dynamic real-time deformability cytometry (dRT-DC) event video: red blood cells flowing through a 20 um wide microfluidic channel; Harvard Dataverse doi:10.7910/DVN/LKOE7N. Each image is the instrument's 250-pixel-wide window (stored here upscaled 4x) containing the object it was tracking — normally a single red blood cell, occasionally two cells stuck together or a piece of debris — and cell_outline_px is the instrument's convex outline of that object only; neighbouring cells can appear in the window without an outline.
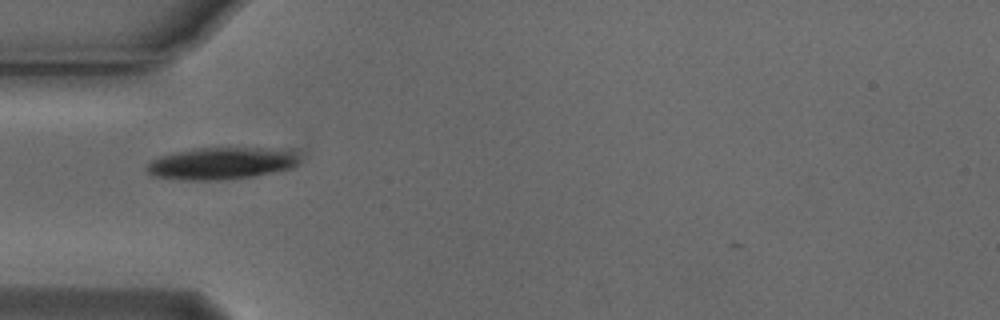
{"species": "Egyptian fruit bat (a non-hibernating species)", "species_latin": "Rousettus aegyptiacus", "temperature_condition": "cold", "stored_images_in_passage": 38, "camera_frame_rate_fps": 3000, "um_per_image_px": 0.085, "animal": {"sex": "male"}, "frame": {"image": 1, "passage_image": 1, "time_ms": 0.0, "image_size_px": [1000, 320], "cell_outline_px": [[300, 160], [296, 164], [288, 168], [272, 172], [252, 176], [224, 180], [180, 180], [152, 176], [144, 168], [152, 160], [160, 156], [172, 152], [192, 148], [264, 148], [296, 152]], "centroid_in_image_um": [18.73, 13.89], "position_along_channel_um": 66.3, "area_um2": 28.44}}
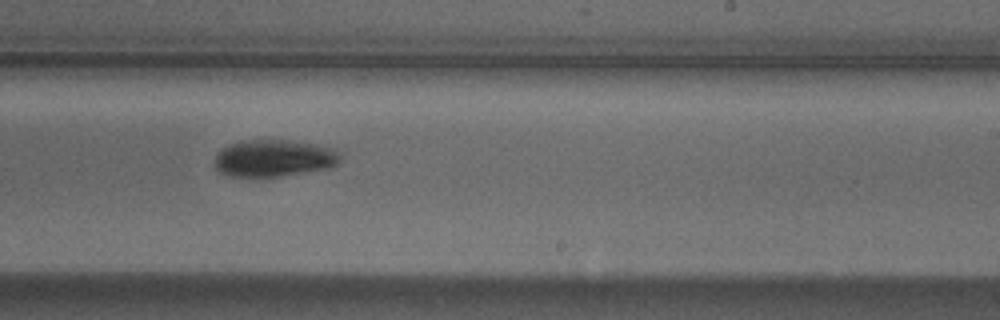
{"frame": {"image": 2, "passage_image": 17, "time_ms": 5.333, "image_size_px": [1000, 320], "cell_outline_px": [[340, 160], [332, 168], [264, 180], [228, 176], [220, 172], [216, 168], [216, 156], [228, 144], [240, 140], [284, 140], [316, 144], [332, 148], [340, 152]], "centroid_in_image_um": [23.29, 13.5], "position_along_channel_um": 265.7, "area_um2": 28.03}}
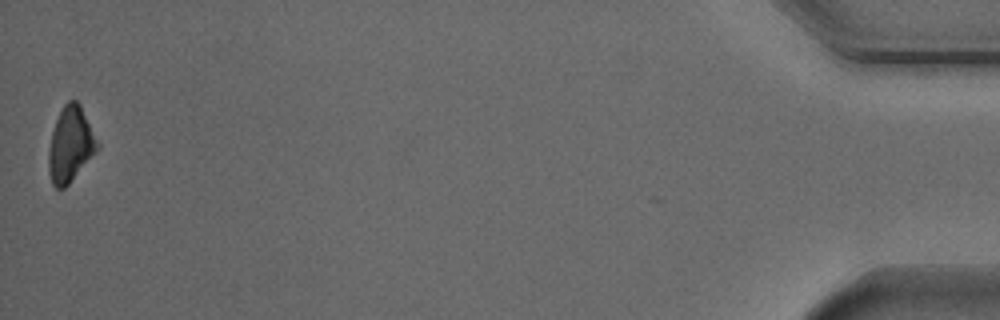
{"frame": {"image": 3, "passage_image": 38, "time_ms": 12.333, "image_size_px": [1000, 320], "cell_outline_px": [[100, 148], [68, 184], [64, 188], [56, 188], [52, 184], [48, 172], [48, 152], [52, 132], [56, 120], [64, 104], [68, 100], [76, 100], [80, 104], [100, 144]], "centroid_in_image_um": [5.99, 12.28], "position_along_channel_um": 429.2, "area_um2": 21.33}, "authors_computed_cell_mechanics": {"area_um2": 26.1545, "velocity_mm_per_s": 3.7603, "shape_relaxation_time_tau1_ms": 1.9111, "shape_relaxation_time_tau2_ms": null, "deformation_change_tau1": 0.1023, "deformation_change_tau2": null}}